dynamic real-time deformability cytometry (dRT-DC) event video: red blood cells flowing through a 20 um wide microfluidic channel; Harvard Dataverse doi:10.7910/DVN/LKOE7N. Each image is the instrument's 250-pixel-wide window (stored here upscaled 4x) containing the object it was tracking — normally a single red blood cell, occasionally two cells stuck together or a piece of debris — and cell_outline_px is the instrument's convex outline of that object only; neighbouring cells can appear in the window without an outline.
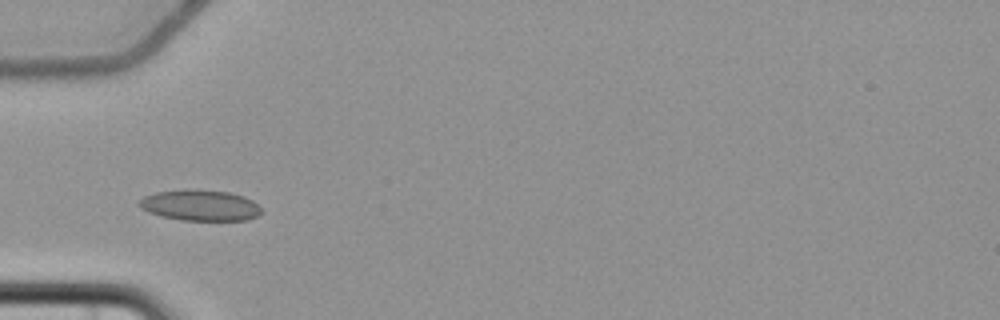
{"species": "common noctule bat (a hibernating species)", "species_latin": "Nyctalus noctula", "temperature_condition": "cold", "stored_images_in_passage": 6, "camera_frame_rate_fps": 3000, "um_per_image_px": 0.085, "animal": {"sex": "female", "body_mass_g": 22.7, "forearm_length_mm": 54.2}, "frame": {"image": 1, "passage_image": 4, "time_ms": 3.667, "image_size_px": [1000, 320], "cell_outline_px": [[260, 212], [256, 216], [248, 220], [180, 220], [160, 216], [148, 212], [140, 208], [136, 204], [144, 196], [156, 192], [188, 188], [228, 192], [244, 196], [252, 200], [260, 208]], "centroid_in_image_um": [16.95, 17.44], "position_along_channel_um": 68.0, "area_um2": 22.14}}
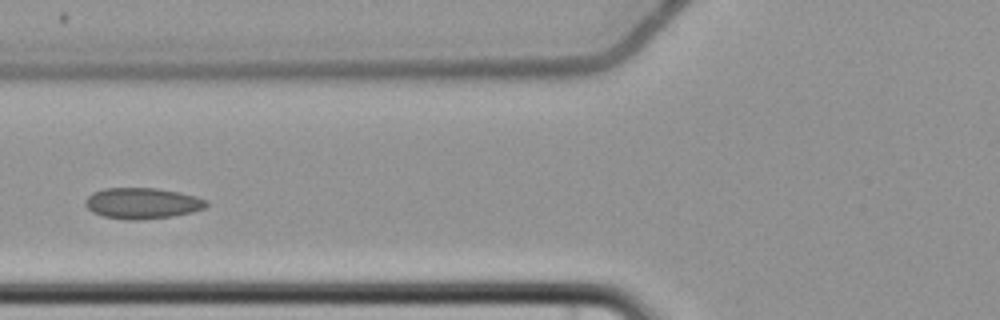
{"frame": {"image": 2, "passage_image": 5, "time_ms": 5.0, "image_size_px": [1000, 320], "cell_outline_px": [[208, 204], [204, 208], [192, 212], [172, 216], [140, 220], [124, 220], [104, 216], [92, 212], [84, 204], [84, 200], [92, 192], [104, 188], [156, 188], [180, 192], [196, 196], [208, 200]], "centroid_in_image_um": [12.08, 17.27], "position_along_channel_um": 113.7, "area_um2": 22.02}}
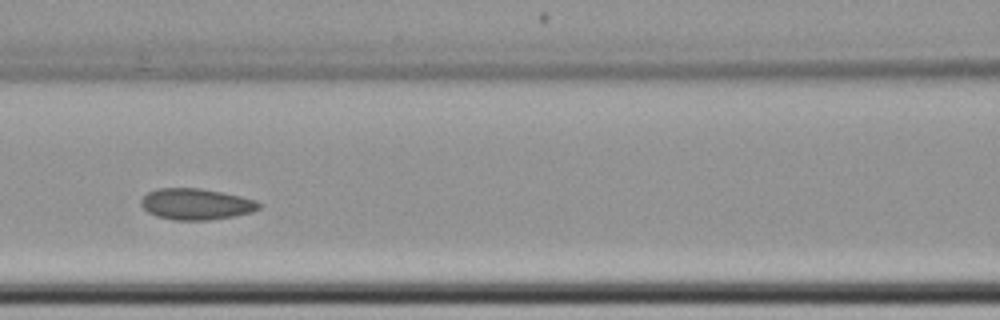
{"frame": {"image": 3, "passage_image": 6, "time_ms": 6.0, "image_size_px": [1000, 320], "cell_outline_px": [[260, 208], [252, 212], [232, 216], [208, 220], [172, 220], [156, 216], [148, 212], [140, 204], [140, 200], [148, 192], [156, 188], [200, 188], [240, 196], [256, 200], [260, 204]], "centroid_in_image_um": [16.63, 17.35], "position_along_channel_um": 150.0, "area_um2": 21.39}}